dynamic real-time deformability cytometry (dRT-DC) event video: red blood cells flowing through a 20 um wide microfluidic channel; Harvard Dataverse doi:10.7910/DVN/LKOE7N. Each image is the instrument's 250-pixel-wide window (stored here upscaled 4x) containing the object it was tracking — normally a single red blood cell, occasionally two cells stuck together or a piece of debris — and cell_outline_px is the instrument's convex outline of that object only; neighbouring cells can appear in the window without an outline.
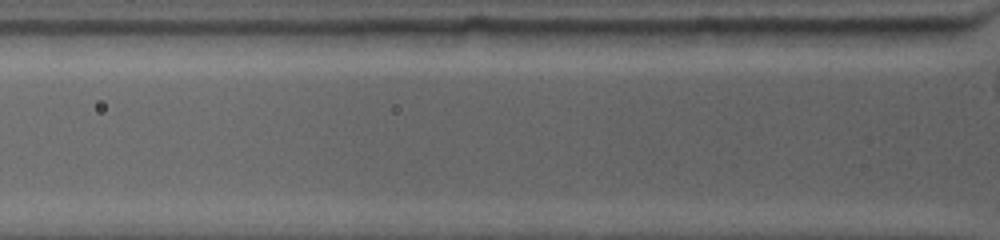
{"species": "common noctule bat (a hibernating species)", "species_latin": "Nyctalus noctula", "temperature_condition": "warm", "stored_images_in_passage": 4, "camera_frame_rate_fps": 4500, "um_per_image_px": 0.085, "animal": {"sex": "female", "body_mass_g": 19.0, "forearm_length_mm": 53.3}, "frame": {"image": 1, "passage_image": 4, "time_ms": 1.111, "image_size_px": [1000, 240], "cell_outline_px": [[720, 28], [716, 44], [652, 48], [596, 48], [592, 32], [696, 28]], "centroid_in_image_um": [55.77, 3.25], "position_along_channel_um": 70.0, "area_um2": 15.49}}